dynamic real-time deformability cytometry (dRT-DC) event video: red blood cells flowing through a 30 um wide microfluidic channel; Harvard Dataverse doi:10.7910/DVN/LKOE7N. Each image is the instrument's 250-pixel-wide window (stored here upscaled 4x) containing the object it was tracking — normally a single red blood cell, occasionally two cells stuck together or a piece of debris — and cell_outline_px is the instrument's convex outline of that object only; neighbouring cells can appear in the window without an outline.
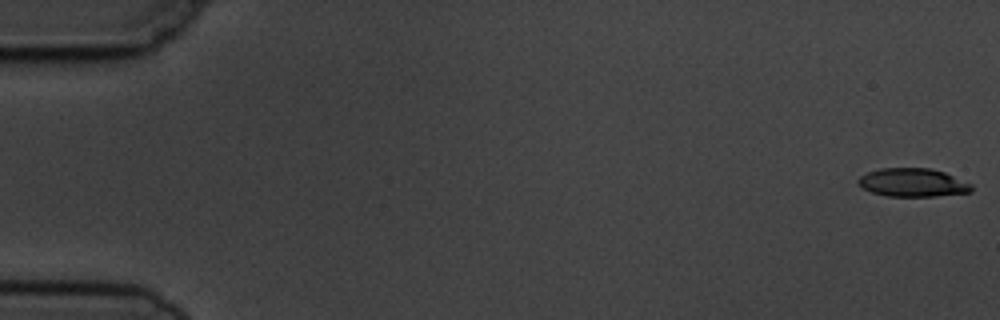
{"species": "common noctule bat (a hibernating species)", "species_latin": "Nyctalus noctula", "temperature_condition": "cold", "stored_images_in_passage": 8, "camera_frame_rate_fps": 3000, "um_per_image_px": 0.085, "animal": {"sex": "male", "body_mass_g": 19.5, "forearm_length_mm": 54.6}, "frame": {"image": 1, "passage_image": 1, "time_ms": 0.0, "image_size_px": [1000, 320], "cell_outline_px": [[972, 192], [936, 196], [888, 196], [872, 192], [860, 188], [856, 180], [860, 176], [868, 172], [880, 168], [928, 168], [944, 172], [972, 184]], "centroid_in_image_um": [77.55, 15.52], "position_along_channel_um": 7.4, "area_um2": 18.79}}
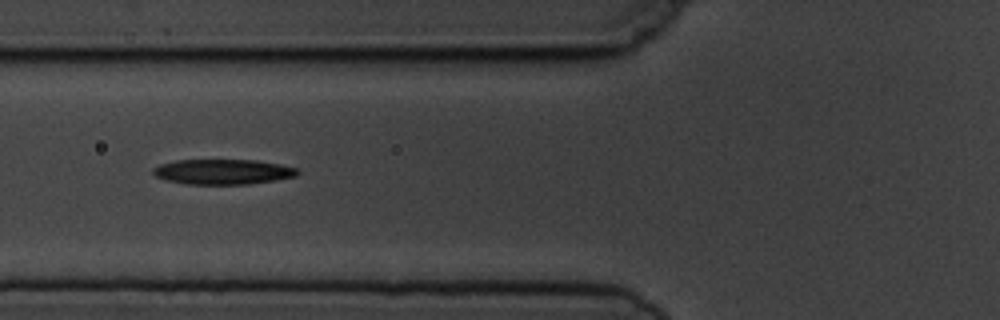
{"frame": {"image": 2, "passage_image": 6, "time_ms": 6.667, "image_size_px": [1000, 320], "cell_outline_px": [[300, 172], [296, 176], [276, 180], [248, 184], [188, 184], [164, 180], [156, 176], [152, 172], [152, 168], [160, 164], [176, 160], [256, 160], [280, 164], [296, 168]], "centroid_in_image_um": [18.93, 14.6], "position_along_channel_um": 106.9, "area_um2": 21.21}}
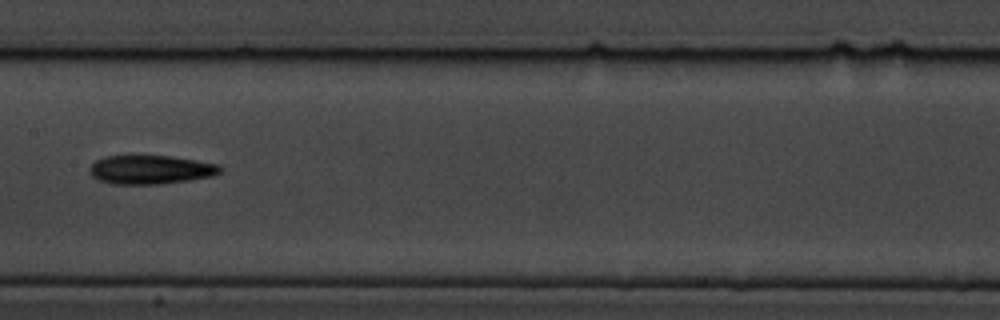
{"frame": {"image": 3, "passage_image": 8, "time_ms": 9.0, "image_size_px": [1000, 320], "cell_outline_px": [[224, 168], [216, 176], [160, 184], [112, 184], [100, 180], [92, 176], [88, 172], [88, 168], [96, 160], [104, 156], [128, 152], [172, 156], [220, 164]], "centroid_in_image_um": [12.77, 14.36], "position_along_channel_um": 194.6, "area_um2": 23.12}}